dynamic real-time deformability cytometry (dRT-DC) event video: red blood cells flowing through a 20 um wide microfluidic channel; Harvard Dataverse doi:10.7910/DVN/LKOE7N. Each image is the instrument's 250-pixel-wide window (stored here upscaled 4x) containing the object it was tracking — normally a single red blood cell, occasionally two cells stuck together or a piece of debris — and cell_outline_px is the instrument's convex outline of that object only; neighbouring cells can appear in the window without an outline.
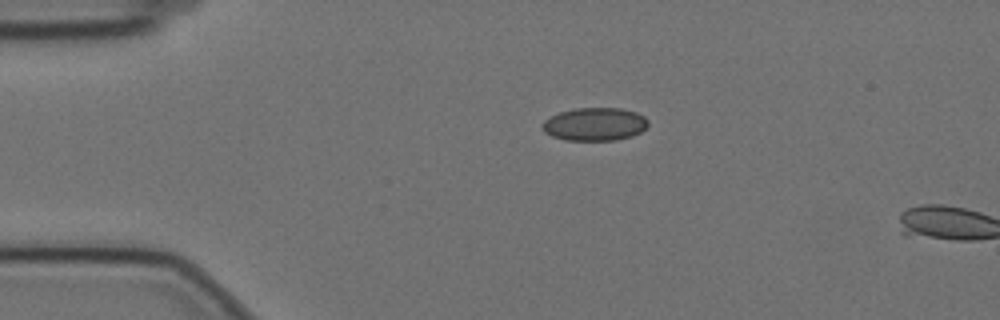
{"species": "Egyptian fruit bat (a non-hibernating species)", "species_latin": "Rousettus aegyptiacus", "temperature_condition": "cold", "stored_images_in_passage": 3, "camera_frame_rate_fps": 3000, "um_per_image_px": 0.085, "animal": {"sex": "female"}, "frame": {"image": 1, "passage_image": 1, "time_ms": 0.0, "image_size_px": [1000, 320], "cell_outline_px": [[648, 124], [640, 132], [632, 136], [616, 140], [564, 140], [552, 136], [544, 132], [540, 128], [540, 124], [544, 120], [560, 112], [576, 108], [620, 108], [636, 112], [644, 116], [648, 120]], "centroid_in_image_um": [50.53, 10.56], "position_along_channel_um": 34.5, "area_um2": 20.46}}